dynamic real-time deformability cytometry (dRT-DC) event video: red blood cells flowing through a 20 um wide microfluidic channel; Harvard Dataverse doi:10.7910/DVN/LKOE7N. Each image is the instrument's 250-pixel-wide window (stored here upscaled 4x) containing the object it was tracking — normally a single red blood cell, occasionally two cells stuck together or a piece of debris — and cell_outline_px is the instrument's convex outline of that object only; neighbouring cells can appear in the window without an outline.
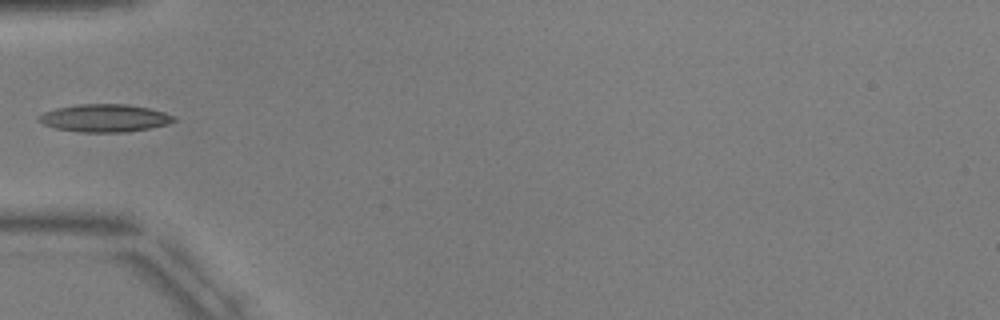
{"species": "common noctule bat (a hibernating species)", "species_latin": "Nyctalus noctula", "temperature_condition": "warm", "stored_images_in_passage": 5, "camera_frame_rate_fps": 3000, "um_per_image_px": 0.085, "animal": {"sex": "male", "body_mass_g": 17.9, "forearm_length_mm": 54.2}, "frame": {"image": 1, "passage_image": 4, "time_ms": 5.333, "image_size_px": [1000, 320], "cell_outline_px": [[176, 120], [168, 124], [128, 132], [80, 132], [56, 128], [44, 124], [40, 120], [40, 116], [44, 112], [56, 108], [76, 104], [124, 104], [148, 108], [164, 112], [176, 116]], "centroid_in_image_um": [8.93, 10.03], "position_along_channel_um": 76.1, "area_um2": 21.62}}